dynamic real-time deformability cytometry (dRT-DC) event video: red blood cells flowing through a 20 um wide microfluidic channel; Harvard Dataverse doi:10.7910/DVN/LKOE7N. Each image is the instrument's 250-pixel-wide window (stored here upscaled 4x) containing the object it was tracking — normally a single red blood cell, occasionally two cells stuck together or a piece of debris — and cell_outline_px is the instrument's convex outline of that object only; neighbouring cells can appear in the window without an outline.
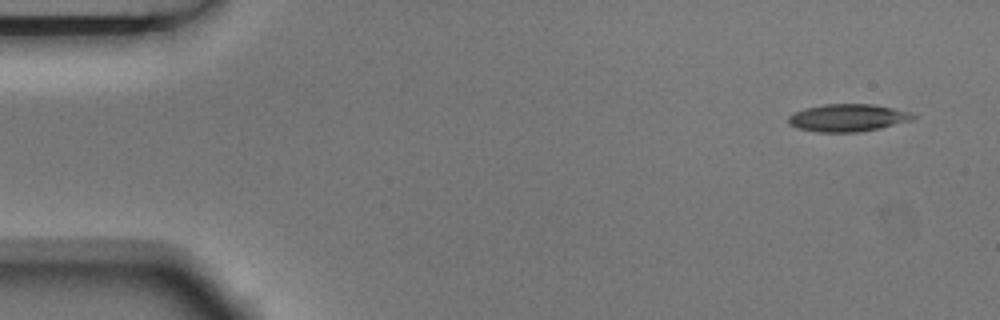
{"species": "Egyptian fruit bat (a non-hibernating species)", "species_latin": "Rousettus aegyptiacus", "temperature_condition": "room temperature", "stored_images_in_passage": 4, "camera_frame_rate_fps": 3000, "um_per_image_px": 0.085, "animal": {"sex": "male"}, "frame": {"image": 1, "passage_image": 1, "time_ms": 0.0, "image_size_px": [1000, 320], "cell_outline_px": [[916, 116], [912, 120], [880, 128], [856, 132], [816, 132], [796, 128], [788, 124], [788, 116], [804, 108], [824, 104], [872, 104], [912, 112]], "centroid_in_image_um": [72.04, 10.01], "position_along_channel_um": 13.0, "area_um2": 20.0}}